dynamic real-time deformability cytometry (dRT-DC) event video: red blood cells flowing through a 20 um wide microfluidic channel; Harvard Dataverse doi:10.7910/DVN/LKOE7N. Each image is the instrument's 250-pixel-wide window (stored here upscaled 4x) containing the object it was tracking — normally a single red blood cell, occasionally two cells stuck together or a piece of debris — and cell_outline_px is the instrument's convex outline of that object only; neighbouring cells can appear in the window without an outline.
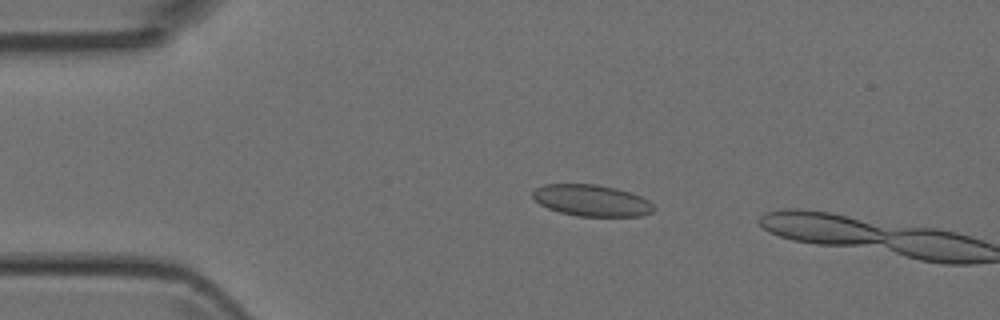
{"species": "Egyptian fruit bat (a non-hibernating species)", "species_latin": "Rousettus aegyptiacus", "temperature_condition": "room temperature", "stored_images_in_passage": 5, "camera_frame_rate_fps": 3000, "um_per_image_px": 0.085, "animal": {"sex": "female"}, "frame": {"image": 1, "passage_image": 3, "time_ms": 2.333, "image_size_px": [1000, 320], "cell_outline_px": [[656, 208], [652, 212], [640, 216], [576, 216], [560, 212], [548, 208], [540, 204], [532, 196], [532, 192], [536, 188], [544, 184], [596, 184], [616, 188], [640, 196], [648, 200]], "centroid_in_image_um": [50.28, 17.04], "position_along_channel_um": 34.7, "area_um2": 22.14}}